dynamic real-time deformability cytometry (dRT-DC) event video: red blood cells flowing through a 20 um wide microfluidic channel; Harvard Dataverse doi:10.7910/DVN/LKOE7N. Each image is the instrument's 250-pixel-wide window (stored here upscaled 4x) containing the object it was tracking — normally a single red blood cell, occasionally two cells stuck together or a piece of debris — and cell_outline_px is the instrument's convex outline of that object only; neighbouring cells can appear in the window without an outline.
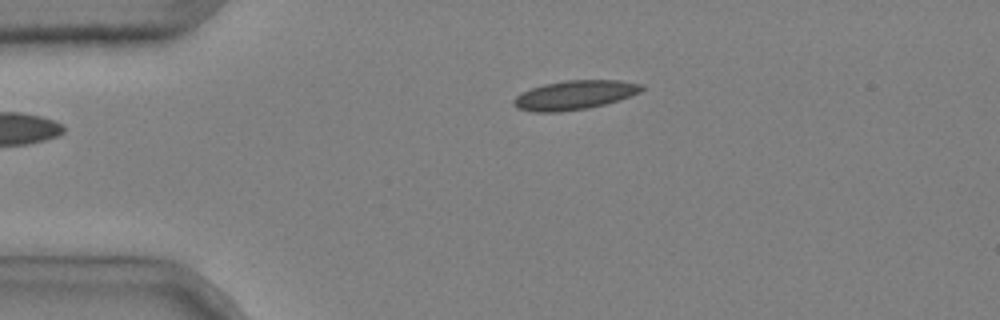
{"species": "common noctule bat (a hibernating species)", "species_latin": "Nyctalus noctula", "temperature_condition": "cold", "stored_images_in_passage": 2, "camera_frame_rate_fps": 3000, "um_per_image_px": 0.085, "animal": {"sex": "male", "body_mass_g": 20.4}, "frame": {"image": 1, "passage_image": 2, "time_ms": 0.333, "image_size_px": [1000, 320], "cell_outline_px": [[644, 88], [640, 92], [604, 104], [588, 108], [560, 112], [532, 112], [516, 108], [512, 104], [512, 100], [516, 96], [532, 88], [544, 84], [564, 80], [620, 80], [644, 84]], "centroid_in_image_um": [48.81, 8.08], "position_along_channel_um": 36.2, "area_um2": 21.68}}